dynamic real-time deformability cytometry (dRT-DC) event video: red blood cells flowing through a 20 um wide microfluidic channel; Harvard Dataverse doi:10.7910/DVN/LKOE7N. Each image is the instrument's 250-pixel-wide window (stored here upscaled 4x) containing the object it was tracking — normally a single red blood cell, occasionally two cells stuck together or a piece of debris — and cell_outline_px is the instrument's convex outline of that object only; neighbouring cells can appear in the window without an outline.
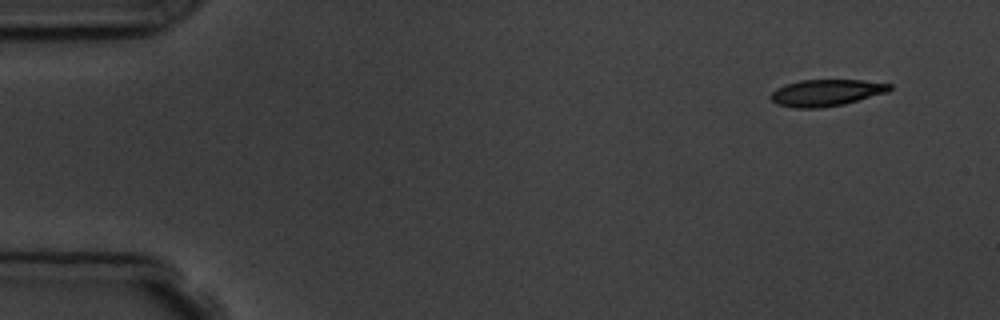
{"species": "common noctule bat (a hibernating species)", "species_latin": "Nyctalus noctula", "temperature_condition": "room temperature", "stored_images_in_passage": 4, "camera_frame_rate_fps": 3000, "um_per_image_px": 0.085, "animal": {"sex": "male", "body_mass_g": 19.5, "forearm_length_mm": 54.6}, "frame": {"image": 1, "passage_image": 1, "time_ms": 0.0, "image_size_px": [1000, 320], "cell_outline_px": [[892, 88], [888, 92], [844, 104], [820, 108], [792, 108], [776, 104], [768, 96], [776, 88], [784, 84], [800, 80], [860, 80], [892, 84]], "centroid_in_image_um": [70.19, 7.88], "position_along_channel_um": 14.8, "area_um2": 18.61}}